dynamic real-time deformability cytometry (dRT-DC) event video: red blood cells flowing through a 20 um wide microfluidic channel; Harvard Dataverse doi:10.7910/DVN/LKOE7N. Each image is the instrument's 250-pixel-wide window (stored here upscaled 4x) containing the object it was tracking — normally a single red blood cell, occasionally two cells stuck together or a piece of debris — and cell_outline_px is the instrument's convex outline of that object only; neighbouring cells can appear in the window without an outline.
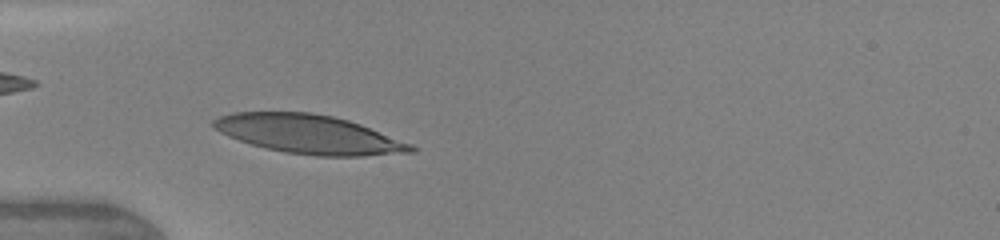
{"species": "human", "species_latin": "Homo sapiens", "temperature_condition": "warm", "stored_images_in_passage": 5, "camera_frame_rate_fps": 3000, "um_per_image_px": 0.085, "donor": {"sex": "female"}, "frame": {"image": 1, "passage_image": 4, "time_ms": 2.333, "image_size_px": [1000, 240], "cell_outline_px": [[420, 148], [416, 152], [360, 156], [316, 156], [284, 152], [264, 148], [228, 136], [212, 128], [212, 120], [220, 116], [232, 112], [312, 112], [332, 116], [348, 120], [360, 124], [412, 144]], "centroid_in_image_um": [26.26, 11.41], "position_along_channel_um": 58.7, "area_um2": 44.8}}